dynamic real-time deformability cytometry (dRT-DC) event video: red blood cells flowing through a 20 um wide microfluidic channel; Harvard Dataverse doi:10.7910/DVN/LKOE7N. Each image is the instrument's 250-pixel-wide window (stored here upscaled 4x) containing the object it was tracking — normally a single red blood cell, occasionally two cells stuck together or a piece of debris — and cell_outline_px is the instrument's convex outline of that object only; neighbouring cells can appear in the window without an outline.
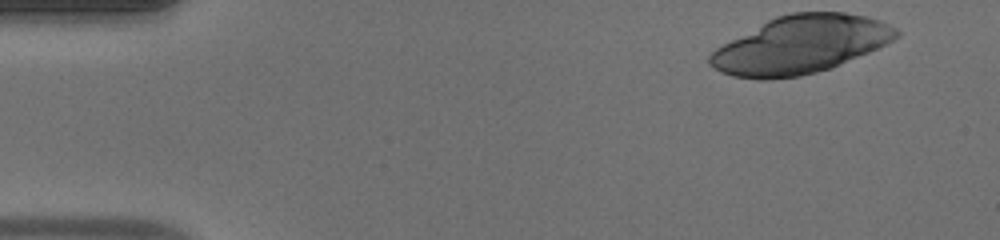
{"species": "human", "species_latin": "Homo sapiens", "temperature_condition": "warm", "stored_images_in_passage": 34, "camera_frame_rate_fps": 3000, "um_per_image_px": 0.085, "donor": {"sex": "male"}, "frame": {"image": 1, "passage_image": 1, "time_ms": 0.0, "image_size_px": [1000, 240], "cell_outline_px": [[900, 36], [868, 52], [832, 68], [800, 76], [768, 80], [760, 80], [732, 76], [708, 64], [708, 56], [716, 48], [768, 20], [776, 16], [792, 12], [844, 12], [864, 16], [880, 20], [896, 28], [900, 32]], "centroid_in_image_um": [68.05, 3.81], "position_along_channel_um": 17.0, "area_um2": 62.31}}
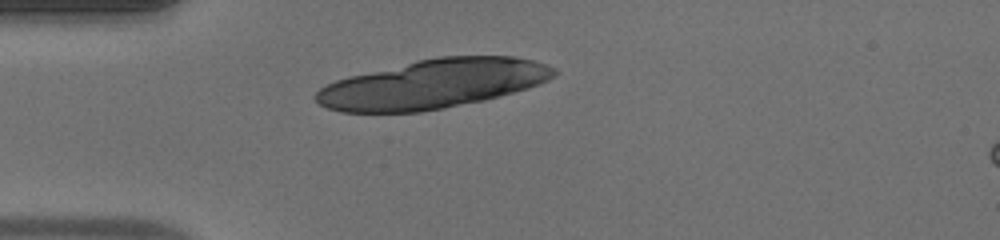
{"frame": {"image": 2, "passage_image": 10, "time_ms": 3.0, "image_size_px": [1000, 240], "cell_outline_px": [[556, 72], [548, 80], [540, 84], [500, 96], [484, 100], [444, 108], [420, 112], [340, 112], [328, 108], [320, 104], [312, 96], [320, 88], [336, 80], [416, 60], [440, 56], [512, 56], [532, 60], [556, 68]], "centroid_in_image_um": [36.8, 7.14], "position_along_channel_um": 48.2, "area_um2": 67.63}}